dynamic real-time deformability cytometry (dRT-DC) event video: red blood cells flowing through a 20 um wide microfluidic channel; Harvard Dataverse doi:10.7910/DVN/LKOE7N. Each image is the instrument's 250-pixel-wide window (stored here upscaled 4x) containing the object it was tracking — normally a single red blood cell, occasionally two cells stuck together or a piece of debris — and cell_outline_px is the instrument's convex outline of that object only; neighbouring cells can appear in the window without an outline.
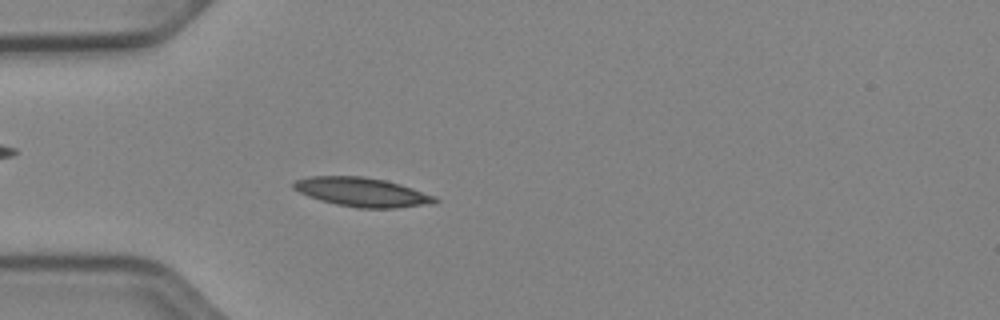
{"species": "Egyptian fruit bat (a non-hibernating species)", "species_latin": "Rousettus aegyptiacus", "temperature_condition": "cold", "stored_images_in_passage": 52, "camera_frame_rate_fps": 3000, "um_per_image_px": 0.085, "animal": {"sex": "female"}, "frame": {"image": 1, "passage_image": 15, "time_ms": 4.667, "image_size_px": [1000, 320], "cell_outline_px": [[440, 200], [436, 204], [396, 208], [356, 208], [336, 204], [320, 200], [308, 196], [292, 188], [292, 184], [296, 180], [308, 176], [364, 176], [384, 180], [400, 184], [436, 196]], "centroid_in_image_um": [30.81, 16.34], "position_along_channel_um": 54.2, "area_um2": 24.16}}
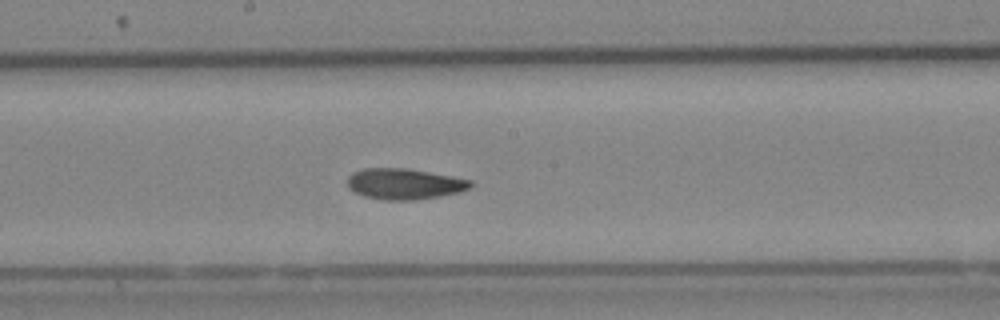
{"frame": {"image": 2, "passage_image": 28, "time_ms": 9.0, "image_size_px": [1000, 320], "cell_outline_px": [[472, 188], [460, 192], [440, 196], [412, 200], [380, 200], [364, 196], [352, 192], [348, 188], [348, 176], [352, 172], [364, 168], [408, 168], [452, 176], [472, 180]], "centroid_in_image_um": [34.36, 15.63], "position_along_channel_um": 213.8, "area_um2": 22.43}}
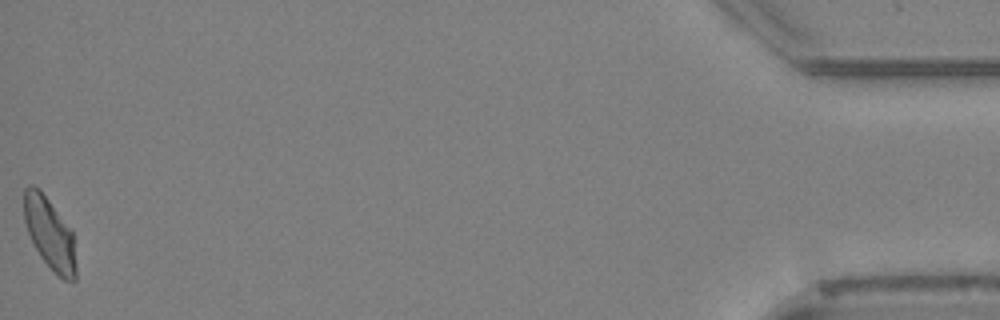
{"frame": {"image": 3, "passage_image": 52, "time_ms": 17.0, "image_size_px": [1000, 320], "cell_outline_px": [[76, 280], [64, 280], [40, 256], [32, 244], [24, 220], [24, 188], [28, 184], [32, 184], [40, 188], [72, 228], [76, 264]], "centroid_in_image_um": [4.22, 19.78], "position_along_channel_um": 431.0, "area_um2": 21.96}, "authors_computed_cell_mechanics": {"area_um2": 21.9351, "velocity_mm_per_s": 3.8951, "shape_relaxation_time_tau1_ms": 7.0987, "shape_relaxation_time_tau2_ms": 3.6518, "deformation_change_tau1": 0.1491, "deformation_change_tau2": 0.0831}}